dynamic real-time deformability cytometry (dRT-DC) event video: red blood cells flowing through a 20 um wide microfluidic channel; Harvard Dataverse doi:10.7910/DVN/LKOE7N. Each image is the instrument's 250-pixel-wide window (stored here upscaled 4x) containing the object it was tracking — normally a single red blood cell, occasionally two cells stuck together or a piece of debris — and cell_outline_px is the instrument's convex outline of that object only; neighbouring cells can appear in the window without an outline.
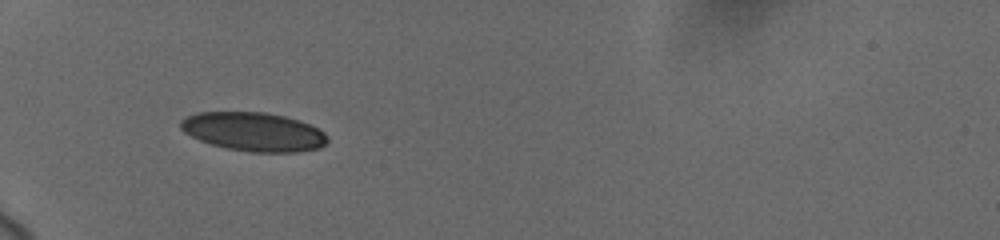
{"species": "human", "species_latin": "Homo sapiens", "temperature_condition": "cold", "stored_images_in_passage": 38, "camera_frame_rate_fps": 3000, "um_per_image_px": 0.085, "donor": {"sex": "female"}, "frame": {"image": 1, "passage_image": 1, "time_ms": 0.0, "image_size_px": [1000, 240], "cell_outline_px": [[328, 140], [320, 148], [300, 152], [248, 152], [228, 148], [212, 144], [200, 140], [184, 132], [180, 128], [180, 120], [196, 112], [264, 112], [284, 116], [308, 124], [324, 132], [328, 136]], "centroid_in_image_um": [21.55, 11.2], "position_along_channel_um": 63.4, "area_um2": 33.06}}
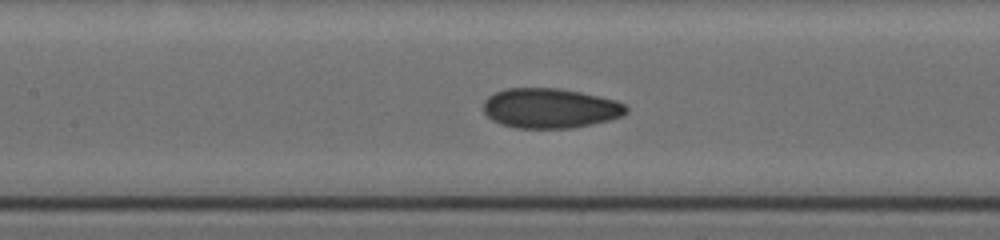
{"frame": {"image": 2, "passage_image": 21, "time_ms": 3.0, "image_size_px": [1000, 240], "cell_outline_px": [[628, 112], [624, 116], [592, 124], [572, 128], [516, 128], [500, 124], [492, 120], [484, 112], [484, 100], [488, 96], [496, 92], [508, 88], [560, 88], [580, 92], [616, 100], [624, 104], [628, 108]], "centroid_in_image_um": [46.77, 9.2], "position_along_channel_um": 160.6, "area_um2": 33.29}}
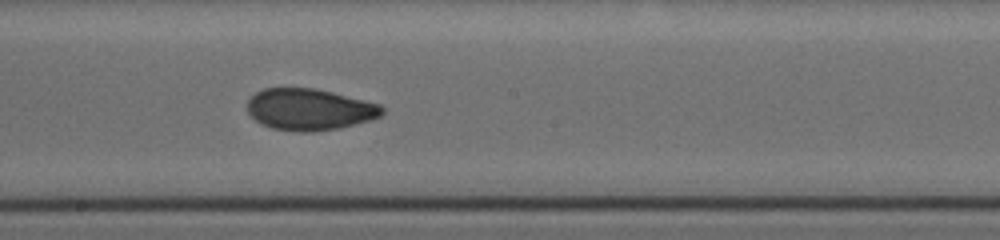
{"frame": {"image": 3, "passage_image": 32, "time_ms": 4.667, "image_size_px": [1000, 240], "cell_outline_px": [[384, 112], [380, 116], [372, 120], [340, 128], [312, 132], [300, 132], [272, 128], [260, 124], [248, 112], [248, 100], [256, 92], [264, 88], [312, 88], [332, 92], [380, 104], [384, 108]], "centroid_in_image_um": [26.32, 9.31], "position_along_channel_um": 221.9, "area_um2": 32.66}}